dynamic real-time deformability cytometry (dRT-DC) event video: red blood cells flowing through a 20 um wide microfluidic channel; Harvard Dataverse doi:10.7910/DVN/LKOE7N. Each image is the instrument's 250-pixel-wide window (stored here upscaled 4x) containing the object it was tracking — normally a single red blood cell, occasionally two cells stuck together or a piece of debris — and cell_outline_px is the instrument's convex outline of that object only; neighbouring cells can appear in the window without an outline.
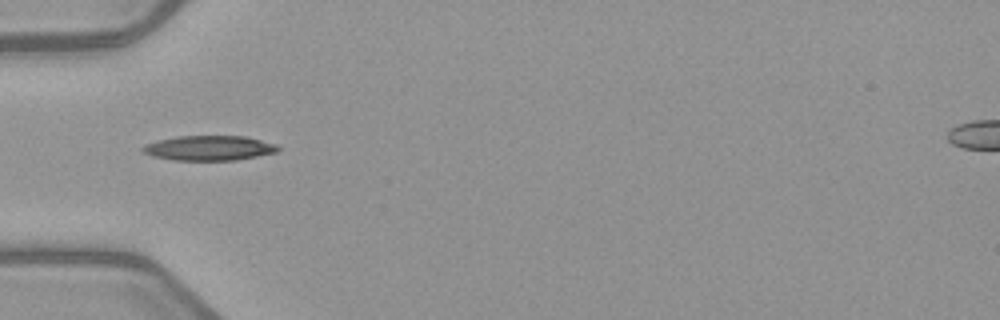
{"species": "common noctule bat (a hibernating species)", "species_latin": "Nyctalus noctula", "temperature_condition": "warm", "stored_images_in_passage": 4, "camera_frame_rate_fps": 3000, "um_per_image_px": 0.085, "animal": {"sex": "female", "body_mass_g": 21.9}, "frame": {"image": 1, "passage_image": 4, "time_ms": 4.0, "image_size_px": [1000, 320], "cell_outline_px": [[280, 148], [276, 152], [236, 160], [172, 160], [152, 156], [144, 152], [140, 148], [144, 144], [176, 136], [244, 136], [276, 144]], "centroid_in_image_um": [17.74, 12.58], "position_along_channel_um": 67.3, "area_um2": 19.48}}